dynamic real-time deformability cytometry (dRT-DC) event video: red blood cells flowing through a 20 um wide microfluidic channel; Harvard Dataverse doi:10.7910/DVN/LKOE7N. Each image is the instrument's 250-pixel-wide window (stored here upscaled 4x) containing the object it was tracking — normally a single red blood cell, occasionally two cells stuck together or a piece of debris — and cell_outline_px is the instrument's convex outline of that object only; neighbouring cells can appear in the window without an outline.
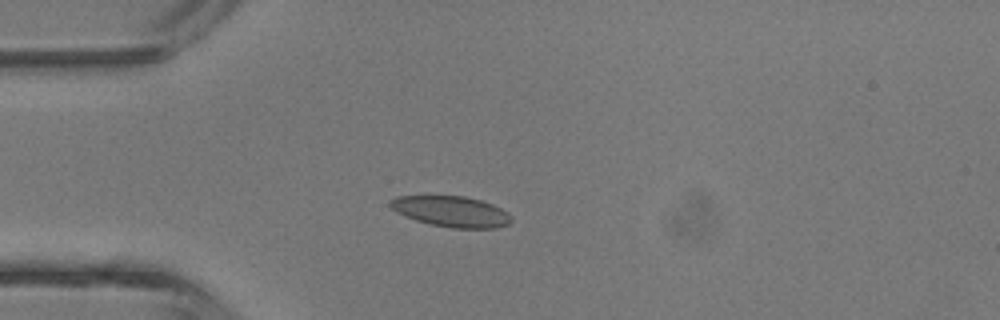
{"species": "common noctule bat (a hibernating species)", "species_latin": "Nyctalus noctula", "temperature_condition": "room temperature", "stored_images_in_passage": 3, "camera_frame_rate_fps": 3000, "um_per_image_px": 0.085, "animal": {"sex": "male", "body_mass_g": 13.3}, "frame": {"image": 1, "passage_image": 2, "time_ms": 1.0, "image_size_px": [1000, 320], "cell_outline_px": [[512, 220], [508, 224], [496, 228], [452, 228], [432, 224], [416, 220], [404, 216], [396, 212], [388, 204], [388, 200], [396, 196], [464, 196], [480, 200], [492, 204], [508, 212], [512, 216]], "centroid_in_image_um": [38.35, 17.97], "position_along_channel_um": 46.7, "area_um2": 21.73}}